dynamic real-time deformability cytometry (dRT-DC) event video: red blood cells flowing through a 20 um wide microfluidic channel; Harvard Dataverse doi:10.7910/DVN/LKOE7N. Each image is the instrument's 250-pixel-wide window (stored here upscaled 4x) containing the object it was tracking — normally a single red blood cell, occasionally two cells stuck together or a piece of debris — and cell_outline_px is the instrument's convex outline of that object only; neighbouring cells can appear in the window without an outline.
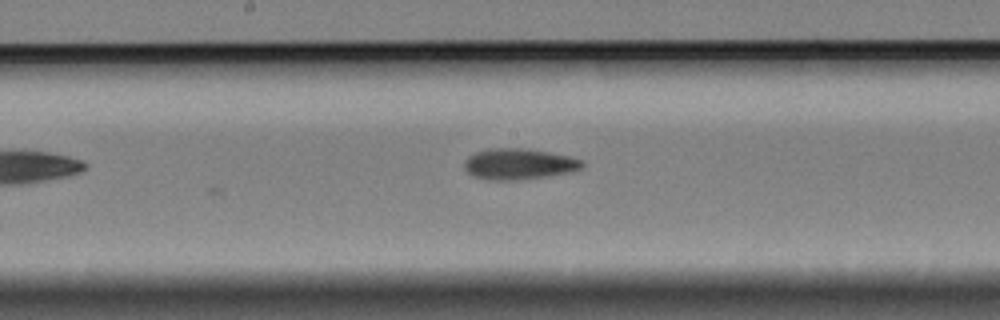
{"species": "Egyptian fruit bat (a non-hibernating species)", "species_latin": "Rousettus aegyptiacus", "temperature_condition": "cold", "stored_images_in_passage": 14, "camera_frame_rate_fps": 3000, "um_per_image_px": 0.085, "animal": {"sex": "female"}, "frame": {"image": 1, "passage_image": 14, "time_ms": 4.333, "image_size_px": [1000, 320], "cell_outline_px": [[584, 164], [580, 168], [568, 172], [548, 176], [520, 180], [488, 180], [472, 176], [464, 168], [464, 160], [468, 156], [476, 152], [488, 148], [520, 148], [548, 152], [568, 156], [584, 160]], "centroid_in_image_um": [44.06, 13.94], "position_along_channel_um": 204.1, "area_um2": 21.27}}